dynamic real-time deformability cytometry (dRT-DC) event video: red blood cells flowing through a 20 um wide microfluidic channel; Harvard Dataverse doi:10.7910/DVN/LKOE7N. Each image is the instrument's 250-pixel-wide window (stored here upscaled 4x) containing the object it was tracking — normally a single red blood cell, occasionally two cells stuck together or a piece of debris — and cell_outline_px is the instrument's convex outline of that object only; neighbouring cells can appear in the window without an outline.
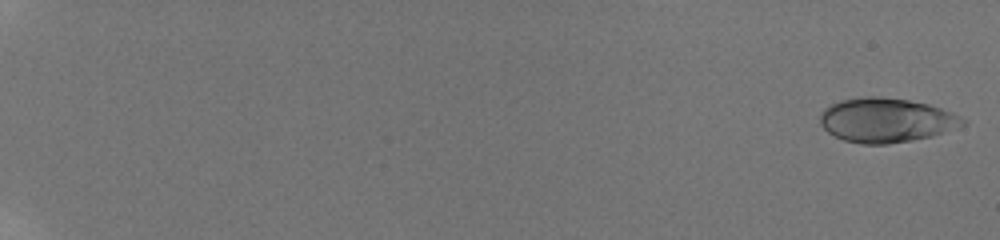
{"species": "human", "species_latin": "Homo sapiens", "temperature_condition": "room temperature", "stored_images_in_passage": 5, "camera_frame_rate_fps": 3000, "um_per_image_px": 0.085, "donor": {"sex": "male"}, "frame": {"image": 1, "passage_image": 1, "time_ms": 0.0, "image_size_px": [1000, 240], "cell_outline_px": [[964, 124], [928, 136], [912, 140], [888, 144], [860, 144], [844, 140], [828, 132], [820, 124], [820, 112], [824, 108], [840, 100], [860, 96], [880, 96], [908, 100], [928, 104], [952, 112], [960, 116], [964, 120]], "centroid_in_image_um": [75.25, 10.2], "position_along_channel_um": 9.8, "area_um2": 36.53}}